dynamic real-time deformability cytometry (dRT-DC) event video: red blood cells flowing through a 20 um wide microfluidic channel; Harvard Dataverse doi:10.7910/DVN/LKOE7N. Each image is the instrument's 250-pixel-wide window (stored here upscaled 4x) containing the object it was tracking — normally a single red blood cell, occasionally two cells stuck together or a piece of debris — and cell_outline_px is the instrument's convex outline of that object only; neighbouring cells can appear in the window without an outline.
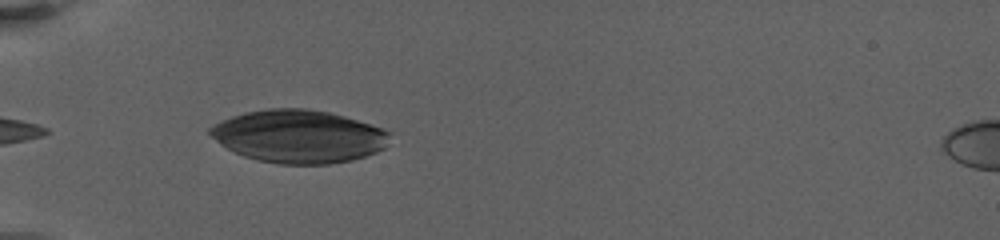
{"species": "human", "species_latin": "Homo sapiens", "temperature_condition": "warm", "stored_images_in_passage": 20, "camera_frame_rate_fps": 3000, "um_per_image_px": 0.085, "donor": {"sex": "female"}, "frame": {"image": 1, "passage_image": 1, "time_ms": 0.0, "image_size_px": [1000, 240], "cell_outline_px": [[392, 132], [384, 148], [376, 152], [352, 160], [328, 164], [280, 164], [260, 160], [244, 156], [220, 144], [208, 132], [208, 128], [232, 116], [244, 112], [264, 108], [308, 108], [328, 112], [344, 116], [384, 128]], "centroid_in_image_um": [25.41, 11.58], "position_along_channel_um": 59.6, "area_um2": 55.31}}
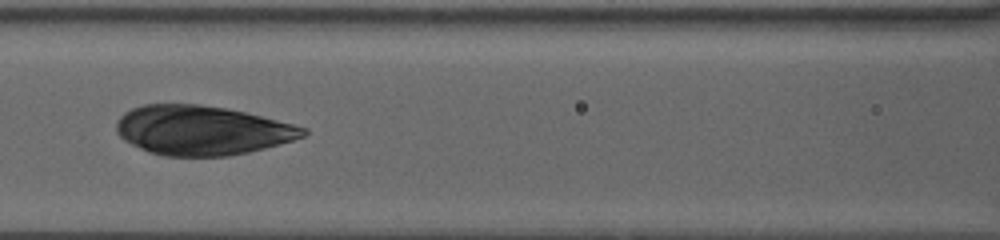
{"frame": {"image": 2, "passage_image": 9, "time_ms": 3.333, "image_size_px": [1000, 240], "cell_outline_px": [[308, 132], [304, 136], [292, 140], [264, 148], [248, 152], [228, 156], [164, 156], [148, 152], [124, 140], [116, 132], [116, 120], [124, 112], [132, 108], [144, 104], [200, 104], [228, 108], [308, 128]], "centroid_in_image_um": [17.12, 11.07], "position_along_channel_um": 149.5, "area_um2": 53.7}}
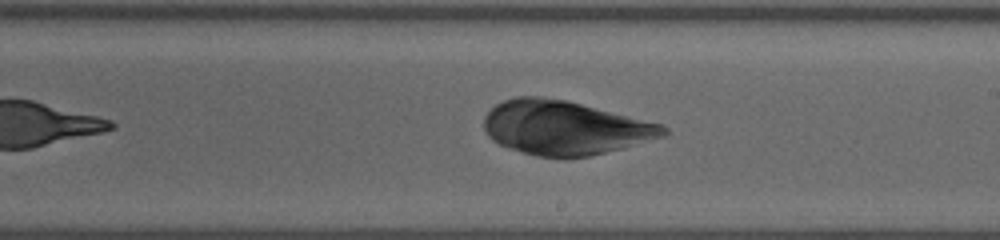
{"frame": {"image": 3, "passage_image": 17, "time_ms": 6.333, "image_size_px": [1000, 240], "cell_outline_px": [[668, 132], [664, 136], [592, 156], [564, 160], [536, 156], [508, 148], [492, 140], [488, 136], [484, 128], [484, 116], [496, 104], [504, 100], [516, 96], [540, 96], [564, 100], [664, 124], [668, 128]], "centroid_in_image_um": [47.99, 10.88], "position_along_channel_um": 241.0, "area_um2": 56.82}}